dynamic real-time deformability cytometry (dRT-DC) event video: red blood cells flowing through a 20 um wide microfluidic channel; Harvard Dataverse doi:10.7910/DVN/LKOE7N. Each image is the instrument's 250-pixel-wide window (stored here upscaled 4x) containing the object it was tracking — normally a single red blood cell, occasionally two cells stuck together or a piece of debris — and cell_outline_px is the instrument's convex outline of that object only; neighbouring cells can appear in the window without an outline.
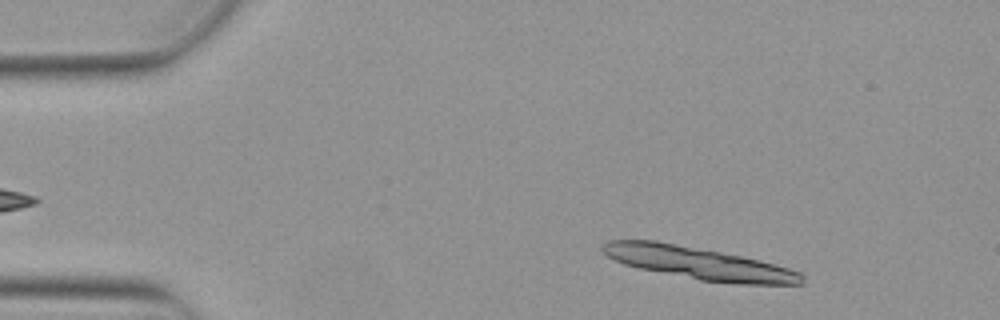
{"species": "Egyptian fruit bat (a non-hibernating species)", "species_latin": "Rousettus aegyptiacus", "temperature_condition": "warm", "stored_images_in_passage": 4, "camera_frame_rate_fps": 3000, "um_per_image_px": 0.085, "animal": {"sex": "female"}, "frame": {"image": 1, "passage_image": 1, "time_ms": 0.0, "image_size_px": [1000, 320], "cell_outline_px": [[804, 284], [736, 284], [700, 280], [640, 268], [624, 264], [608, 256], [600, 248], [600, 244], [608, 240], [656, 240], [720, 252], [740, 256], [788, 268], [800, 272], [804, 276]], "centroid_in_image_um": [59.36, 22.36], "position_along_channel_um": 25.6, "area_um2": 37.17}}